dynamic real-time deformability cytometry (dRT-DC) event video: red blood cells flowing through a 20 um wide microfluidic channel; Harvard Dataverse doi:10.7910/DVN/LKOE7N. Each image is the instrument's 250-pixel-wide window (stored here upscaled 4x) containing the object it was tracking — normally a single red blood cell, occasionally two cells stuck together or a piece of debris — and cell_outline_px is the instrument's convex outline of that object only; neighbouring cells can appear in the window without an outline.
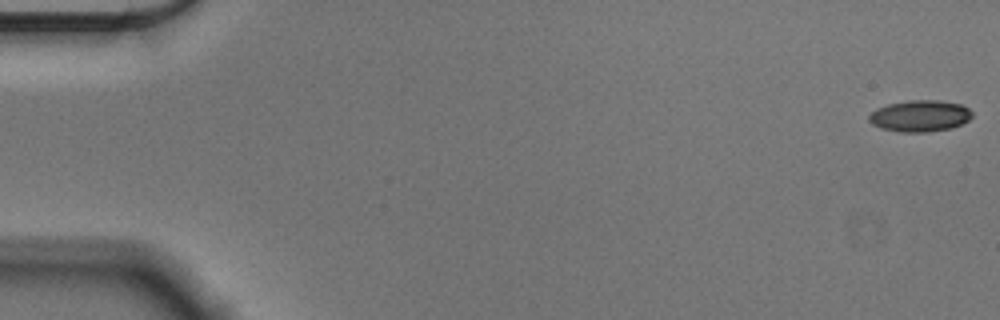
{"species": "Egyptian fruit bat (a non-hibernating species)", "species_latin": "Rousettus aegyptiacus", "temperature_condition": "cold", "stored_images_in_passage": 56, "camera_frame_rate_fps": 3000, "um_per_image_px": 0.085, "animal": {"sex": "male"}, "frame": {"image": 1, "passage_image": 1, "time_ms": 0.0, "image_size_px": [1000, 320], "cell_outline_px": [[972, 116], [968, 120], [952, 128], [928, 132], [900, 132], [880, 128], [872, 124], [868, 120], [868, 116], [876, 108], [888, 104], [908, 100], [940, 100], [960, 104], [968, 108], [972, 112]], "centroid_in_image_um": [78.17, 9.85], "position_along_channel_um": 6.8, "area_um2": 19.02}}
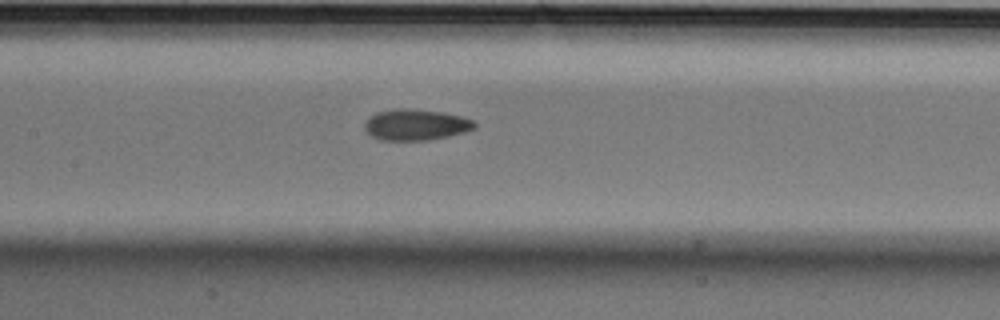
{"frame": {"image": 2, "passage_image": 27, "time_ms": 8.667, "image_size_px": [1000, 320], "cell_outline_px": [[476, 128], [464, 132], [448, 136], [428, 140], [380, 140], [372, 136], [364, 128], [364, 120], [368, 116], [376, 112], [392, 108], [412, 108], [444, 112], [460, 116], [472, 120], [476, 124]], "centroid_in_image_um": [35.3, 10.58], "position_along_channel_um": 172.1, "area_um2": 20.17}}
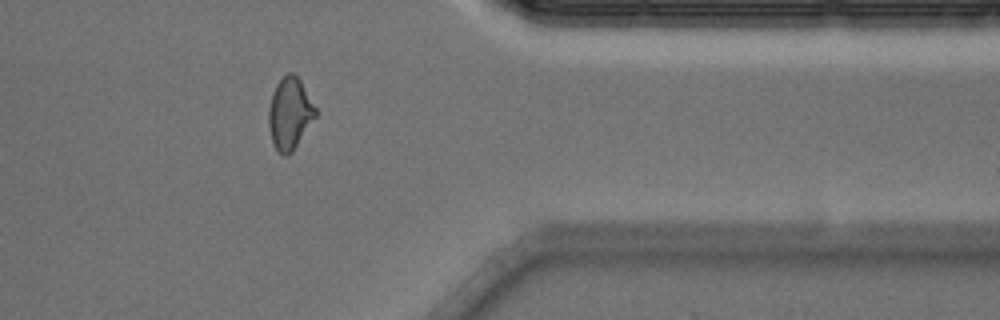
{"frame": {"image": 3, "passage_image": 46, "time_ms": 15.0, "image_size_px": [1000, 320], "cell_outline_px": [[316, 116], [292, 152], [288, 156], [284, 156], [276, 148], [272, 140], [268, 124], [268, 108], [272, 92], [276, 84], [288, 72], [292, 72], [300, 80], [316, 108]], "centroid_in_image_um": [24.61, 9.64], "position_along_channel_um": 386.8, "area_um2": 19.42}, "authors_computed_cell_mechanics": {"area_um2": 19.3919, "velocity_mm_per_s": 3.595, "shape_relaxation_time_tau1_ms": 7.5527, "shape_relaxation_time_tau2_ms": 3.4326, "deformation_change_tau1": 0.1622, "deformation_change_tau2": 0.0874}}